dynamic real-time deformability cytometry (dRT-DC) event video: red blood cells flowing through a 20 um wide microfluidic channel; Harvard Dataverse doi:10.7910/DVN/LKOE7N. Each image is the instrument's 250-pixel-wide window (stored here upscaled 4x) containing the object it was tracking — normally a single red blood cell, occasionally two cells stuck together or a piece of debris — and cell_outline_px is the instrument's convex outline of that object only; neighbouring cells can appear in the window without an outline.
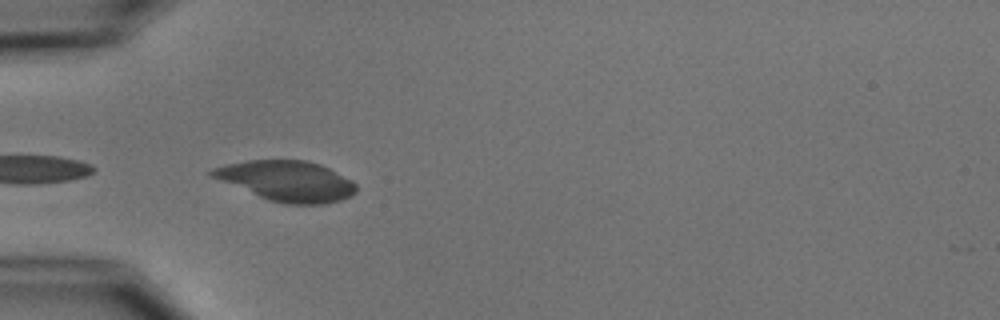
{"species": "common noctule bat (a hibernating species)", "species_latin": "Nyctalus noctula", "temperature_condition": "cold", "stored_images_in_passage": 6, "camera_frame_rate_fps": 3000, "um_per_image_px": 0.085, "animal": {"sex": "male", "body_mass_g": 15.6}, "frame": {"image": 1, "passage_image": 5, "time_ms": 5.0, "image_size_px": [1000, 320], "cell_outline_px": [[356, 192], [352, 196], [340, 200], [324, 204], [284, 204], [268, 200], [212, 176], [208, 172], [212, 168], [224, 164], [248, 160], [308, 160], [320, 164], [352, 180], [356, 184]], "centroid_in_image_um": [24.41, 15.38], "position_along_channel_um": 60.6, "area_um2": 33.7}}